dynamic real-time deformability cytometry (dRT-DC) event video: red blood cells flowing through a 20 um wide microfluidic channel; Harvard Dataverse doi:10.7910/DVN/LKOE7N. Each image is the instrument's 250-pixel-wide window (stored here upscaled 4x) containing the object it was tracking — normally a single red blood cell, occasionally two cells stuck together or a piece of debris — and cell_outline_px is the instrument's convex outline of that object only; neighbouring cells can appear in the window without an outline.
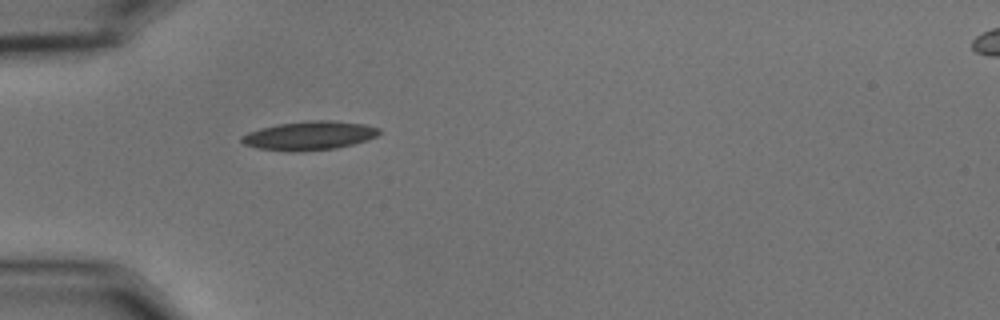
{"species": "common noctule bat (a hibernating species)", "species_latin": "Nyctalus noctula", "temperature_condition": "cold", "stored_images_in_passage": 39, "camera_frame_rate_fps": 3000, "um_per_image_px": 0.085, "animal": {"sex": "male", "body_mass_g": 15.6}, "frame": {"image": 1, "passage_image": 1, "time_ms": 0.0, "image_size_px": [1000, 320], "cell_outline_px": [[380, 132], [376, 136], [368, 140], [336, 148], [296, 152], [288, 152], [260, 148], [244, 144], [240, 140], [240, 136], [248, 132], [260, 128], [280, 124], [308, 120], [332, 120], [364, 124], [380, 128]], "centroid_in_image_um": [26.29, 11.53], "position_along_channel_um": 58.7, "area_um2": 23.12}}
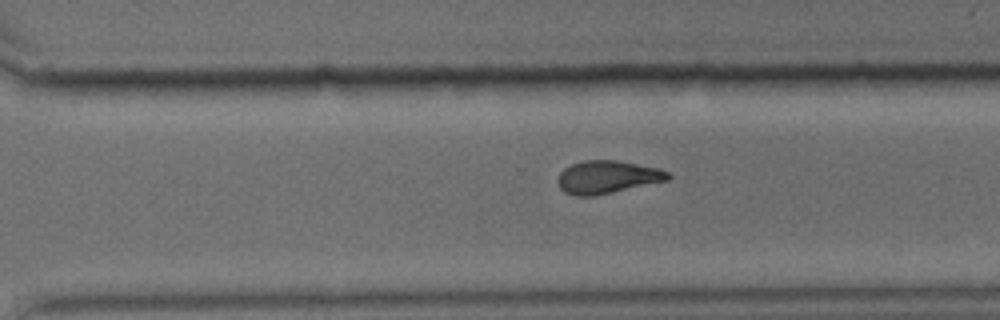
{"frame": {"image": 2, "passage_image": 23, "time_ms": 7.333, "image_size_px": [1000, 320], "cell_outline_px": [[672, 176], [668, 180], [612, 192], [592, 196], [576, 196], [564, 192], [560, 188], [556, 180], [560, 172], [564, 168], [572, 164], [584, 160], [616, 160], [660, 168], [668, 172]], "centroid_in_image_um": [51.6, 15.04], "position_along_channel_um": 319.0, "area_um2": 21.1}}
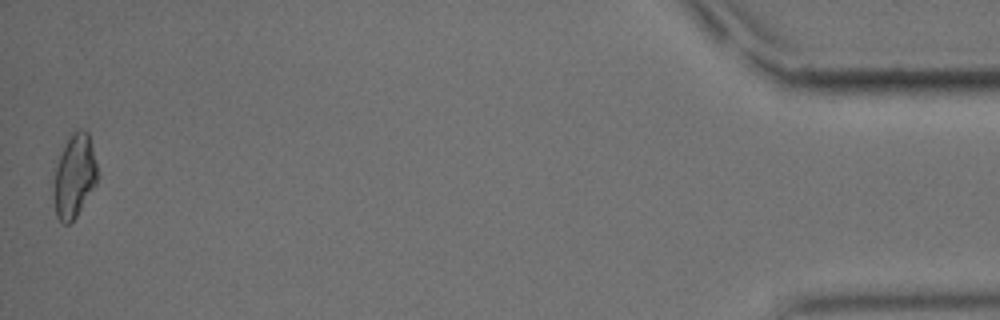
{"frame": {"image": 3, "passage_image": 39, "time_ms": 12.667, "image_size_px": [1000, 320], "cell_outline_px": [[100, 176], [96, 184], [76, 216], [68, 224], [64, 224], [56, 216], [52, 196], [52, 192], [56, 164], [68, 136], [72, 132], [80, 128], [84, 128], [88, 132], [92, 144]], "centroid_in_image_um": [6.32, 14.93], "position_along_channel_um": 428.9, "area_um2": 21.73}, "authors_computed_cell_mechanics": {"area_um2": 21.2126, "velocity_mm_per_s": 3.629, "shape_relaxation_time_tau1_ms": 9.1031, "shape_relaxation_time_tau2_ms": 4.7878, "deformation_change_tau1": 0.1968, "deformation_change_tau2": 0.1127}}